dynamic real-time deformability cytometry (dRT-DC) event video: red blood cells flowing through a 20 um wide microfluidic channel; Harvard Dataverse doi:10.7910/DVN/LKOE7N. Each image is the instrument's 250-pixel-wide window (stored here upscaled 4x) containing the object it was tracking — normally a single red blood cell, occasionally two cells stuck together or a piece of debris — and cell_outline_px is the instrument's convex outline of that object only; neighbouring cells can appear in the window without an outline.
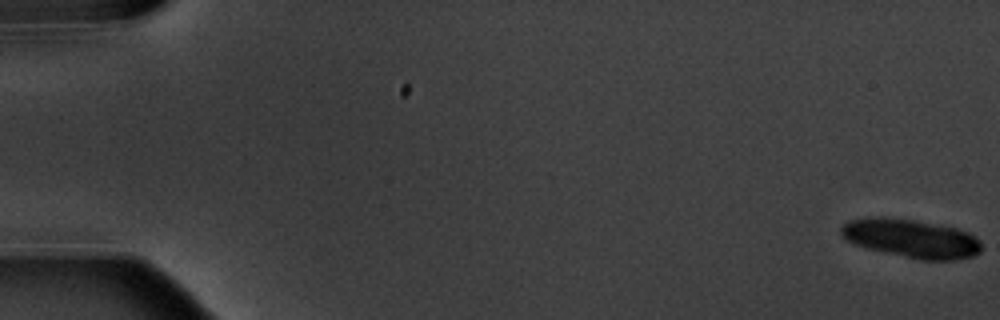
{"species": "common noctule bat (a hibernating species)", "species_latin": "Nyctalus noctula", "temperature_condition": "warm", "stored_images_in_passage": 7, "camera_frame_rate_fps": 3000, "um_per_image_px": 0.085, "animal": {"sex": "male", "body_mass_g": 20.1, "forearm_length_mm": 53.5}, "frame": {"image": 1, "passage_image": 1, "time_ms": 0.0, "image_size_px": [1000, 320], "cell_outline_px": [[980, 252], [972, 256], [952, 260], [920, 260], [864, 248], [848, 240], [840, 232], [840, 228], [848, 220], [868, 216], [884, 216], [912, 220], [956, 228], [968, 232], [976, 236], [980, 240]], "centroid_in_image_um": [77.43, 20.26], "position_along_channel_um": 7.6, "area_um2": 31.62}}
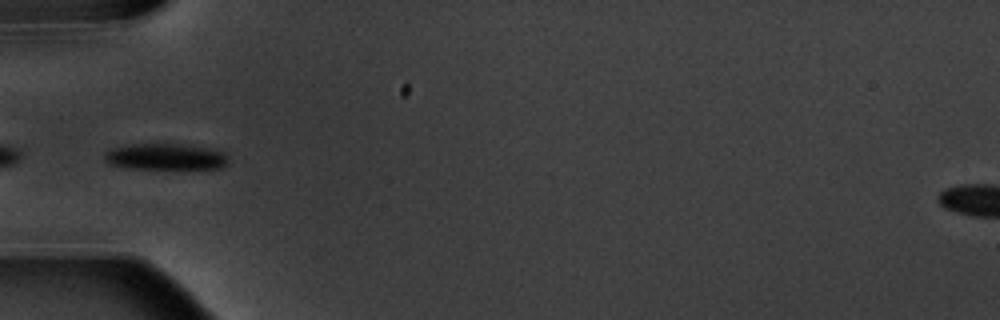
{"frame": {"image": 2, "passage_image": 7, "time_ms": 6.667, "image_size_px": [1000, 320], "cell_outline_px": [[228, 164], [224, 168], [132, 168], [108, 164], [104, 160], [104, 152], [128, 144], [184, 144], [220, 148], [228, 156]], "centroid_in_image_um": [14.17, 13.3], "position_along_channel_um": 70.8, "area_um2": 19.25}}